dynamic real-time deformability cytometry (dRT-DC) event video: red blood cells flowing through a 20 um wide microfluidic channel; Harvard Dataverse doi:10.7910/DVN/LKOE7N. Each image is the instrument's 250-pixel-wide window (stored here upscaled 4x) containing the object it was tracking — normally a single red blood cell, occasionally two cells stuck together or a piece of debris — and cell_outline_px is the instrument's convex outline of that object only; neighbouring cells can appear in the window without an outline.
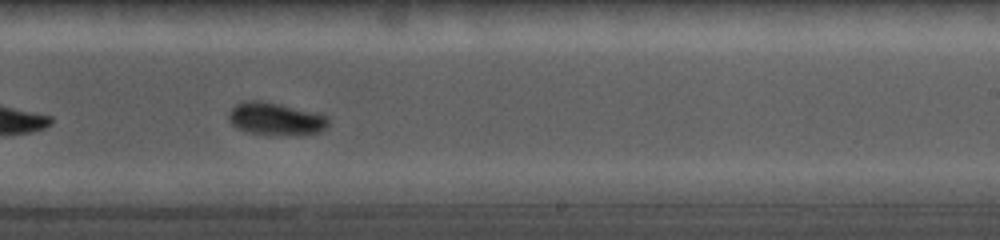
{"species": "common noctule bat (a hibernating species)", "species_latin": "Nyctalus noctula", "temperature_condition": "cold", "stored_images_in_passage": 39, "camera_frame_rate_fps": 5000, "um_per_image_px": 0.085, "animal": {"sex": "female", "body_mass_g": 19.0, "forearm_length_mm": 56.7}, "frame": {"image": 1, "passage_image": 28, "time_ms": 6.0, "image_size_px": [1000, 240], "cell_outline_px": [[328, 124], [324, 128], [316, 132], [248, 132], [232, 124], [228, 116], [228, 112], [236, 104], [244, 100], [260, 100], [280, 104], [328, 116]], "centroid_in_image_um": [23.36, 10.02], "position_along_channel_um": 265.6, "area_um2": 17.69}}